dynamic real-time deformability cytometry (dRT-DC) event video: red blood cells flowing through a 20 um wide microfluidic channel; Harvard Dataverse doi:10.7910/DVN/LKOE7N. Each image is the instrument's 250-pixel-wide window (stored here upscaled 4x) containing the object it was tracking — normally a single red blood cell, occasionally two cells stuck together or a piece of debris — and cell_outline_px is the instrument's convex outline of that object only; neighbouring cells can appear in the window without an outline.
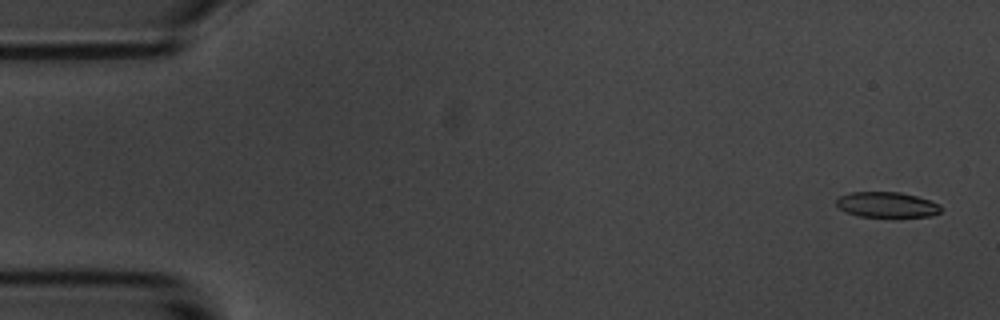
{"species": "common noctule bat (a hibernating species)", "species_latin": "Nyctalus noctula", "temperature_condition": "room temperature", "stored_images_in_passage": 56, "camera_frame_rate_fps": 3000, "um_per_image_px": 0.085, "animal": {"sex": "male", "body_mass_g": 20.1, "forearm_length_mm": 53.5}, "frame": {"image": 1, "passage_image": 2, "time_ms": 0.333, "image_size_px": [1000, 320], "cell_outline_px": [[944, 208], [940, 212], [932, 216], [892, 220], [860, 216], [848, 212], [840, 208], [836, 204], [836, 200], [840, 196], [852, 192], [900, 192], [916, 196], [940, 204]], "centroid_in_image_um": [75.46, 17.46], "position_along_channel_um": 9.5, "area_um2": 16.3}}
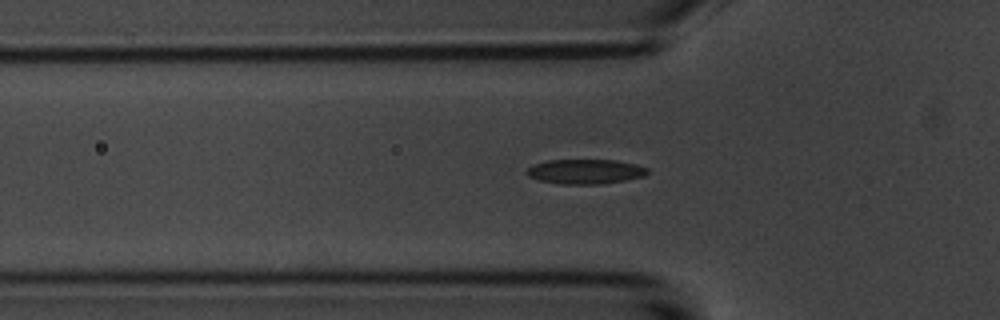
{"frame": {"image": 2, "passage_image": 18, "time_ms": 5.667, "image_size_px": [1000, 320], "cell_outline_px": [[648, 172], [644, 176], [624, 180], [600, 184], [560, 184], [540, 180], [528, 176], [524, 172], [532, 164], [548, 160], [616, 160], [636, 164], [648, 168]], "centroid_in_image_um": [49.72, 14.57], "position_along_channel_um": 76.1, "area_um2": 17.4}}
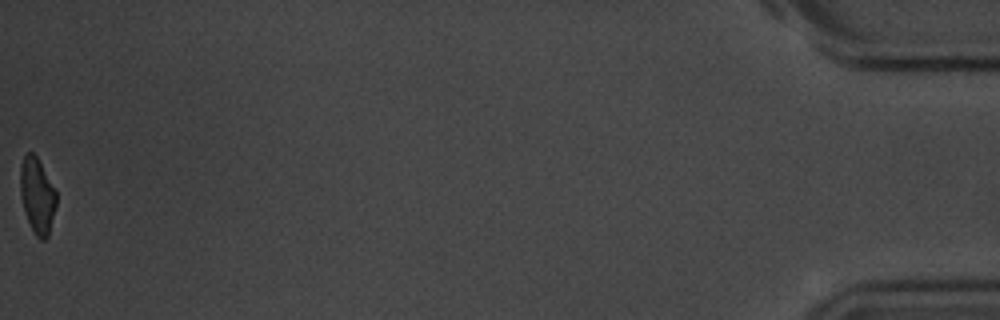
{"frame": {"image": 3, "passage_image": 56, "time_ms": 18.333, "image_size_px": [1000, 320], "cell_outline_px": [[56, 204], [48, 236], [44, 240], [40, 240], [36, 236], [24, 212], [20, 196], [20, 164], [24, 156], [28, 152], [32, 152], [36, 156], [56, 188]], "centroid_in_image_um": [3.16, 16.61], "position_along_channel_um": 432.0, "area_um2": 15.95}, "authors_computed_cell_mechanics": {"area_um2": 17.1666, "velocity_mm_per_s": 3.5922, "shape_relaxation_time_tau1_ms": 3.3499, "shape_relaxation_time_tau2_ms": 2.6192, "deformation_change_tau1": 0.1198, "deformation_change_tau2": 0.077}}